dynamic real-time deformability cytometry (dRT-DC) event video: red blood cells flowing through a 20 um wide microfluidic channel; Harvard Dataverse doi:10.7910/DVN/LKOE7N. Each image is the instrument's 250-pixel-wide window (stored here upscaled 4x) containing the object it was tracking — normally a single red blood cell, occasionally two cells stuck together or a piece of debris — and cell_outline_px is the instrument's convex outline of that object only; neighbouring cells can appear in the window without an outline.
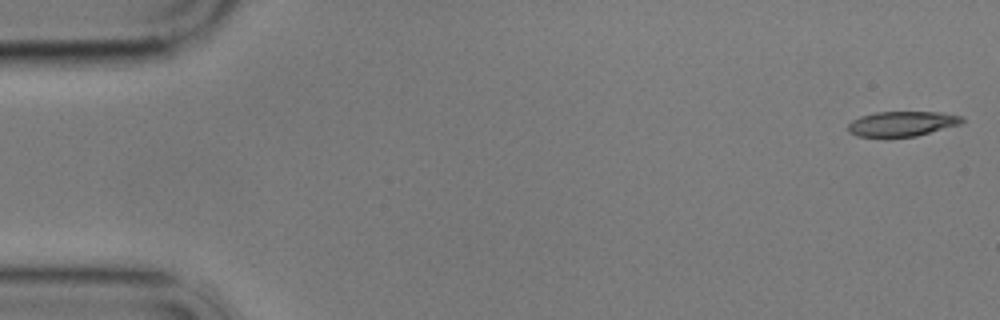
{"species": "common noctule bat (a hibernating species)", "species_latin": "Nyctalus noctula", "temperature_condition": "cold", "stored_images_in_passage": 52, "camera_frame_rate_fps": 3000, "um_per_image_px": 0.085, "animal": {"sex": "male", "body_mass_g": 17.9}, "frame": {"image": 1, "passage_image": 1, "time_ms": 0.0, "image_size_px": [1000, 320], "cell_outline_px": [[964, 120], [960, 124], [916, 136], [856, 136], [848, 132], [848, 124], [852, 120], [860, 116], [876, 112], [940, 112], [964, 116]], "centroid_in_image_um": [76.67, 10.5], "position_along_channel_um": 8.3, "area_um2": 16.47}}
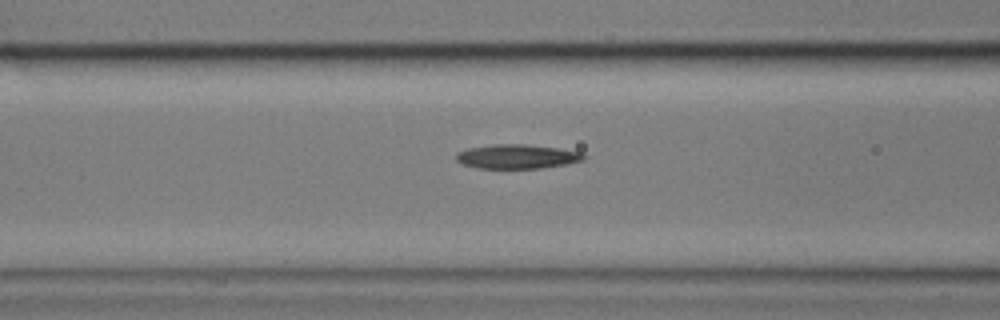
{"frame": {"image": 2, "passage_image": 22, "time_ms": 7.0, "image_size_px": [1000, 320], "cell_outline_px": [[588, 156], [584, 160], [568, 164], [544, 168], [476, 168], [464, 164], [456, 160], [456, 152], [468, 148], [496, 144], [524, 144], [556, 148], [580, 152]], "centroid_in_image_um": [43.97, 13.31], "position_along_channel_um": 122.6, "area_um2": 18.03}}
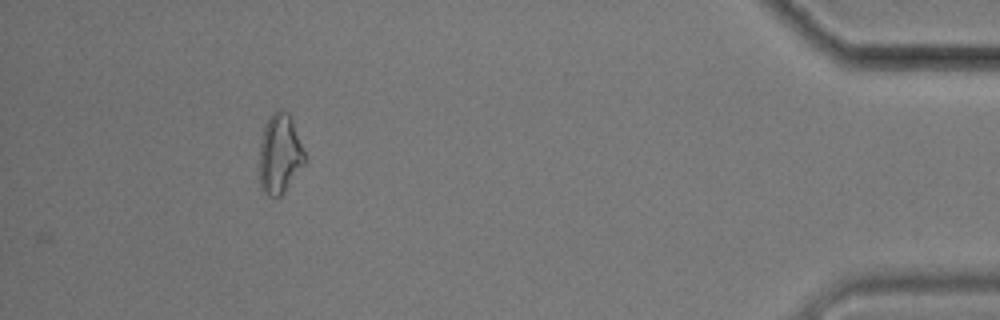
{"frame": {"image": 3, "passage_image": 52, "time_ms": 17.0, "image_size_px": [1000, 320], "cell_outline_px": [[308, 160], [284, 192], [280, 196], [268, 196], [260, 188], [260, 140], [264, 128], [272, 112], [280, 108], [288, 112], [292, 120]], "centroid_in_image_um": [23.8, 13.09], "position_along_channel_um": 411.4, "area_um2": 21.15}, "authors_computed_cell_mechanics": {"area_um2": 18.0625, "velocity_mm_per_s": 3.4788, "shape_relaxation_time_tau1_ms": 9.4386, "shape_relaxation_time_tau2_ms": null, "deformation_change_tau1": 0.1672, "deformation_change_tau2": null}}